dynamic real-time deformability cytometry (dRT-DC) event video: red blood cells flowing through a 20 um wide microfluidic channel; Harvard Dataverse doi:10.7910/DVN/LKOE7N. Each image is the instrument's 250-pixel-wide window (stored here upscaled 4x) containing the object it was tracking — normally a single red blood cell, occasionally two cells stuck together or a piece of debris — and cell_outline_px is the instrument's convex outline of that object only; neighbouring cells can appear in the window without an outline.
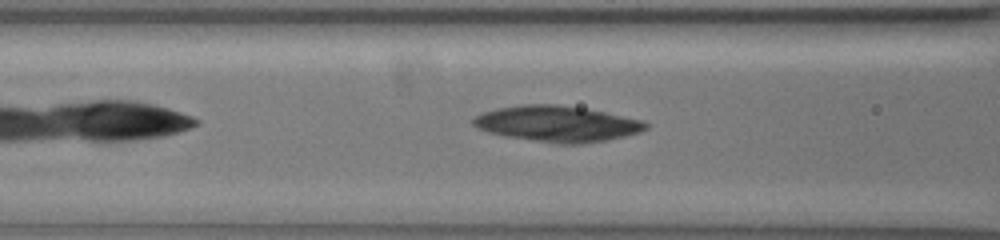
{"species": "common noctule bat (a hibernating species)", "species_latin": "Nyctalus noctula", "temperature_condition": "warm", "stored_images_in_passage": 44, "camera_frame_rate_fps": 3000, "um_per_image_px": 0.085, "animal": {"sex": "female", "body_mass_g": 19.5, "forearm_length_mm": 54.1}, "frame": {"image": 1, "passage_image": 9, "time_ms": 2.667, "image_size_px": [1000, 240], "cell_outline_px": [[648, 128], [640, 132], [608, 140], [584, 144], [556, 144], [504, 136], [488, 132], [472, 124], [472, 120], [476, 116], [484, 112], [496, 108], [524, 104], [556, 104], [584, 108], [604, 112], [640, 120], [648, 124]], "centroid_in_image_um": [47.35, 10.53], "position_along_channel_um": 119.3, "area_um2": 36.01}}
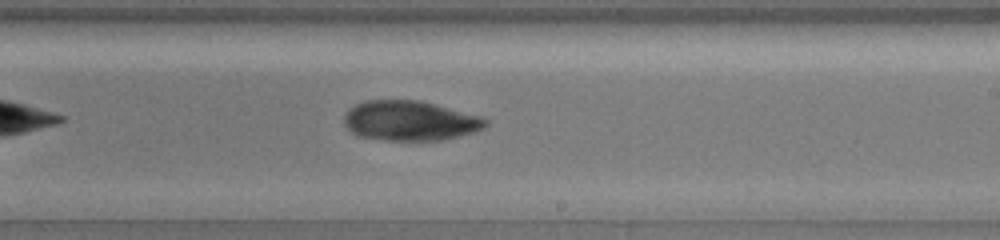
{"frame": {"image": 2, "passage_image": 21, "time_ms": 6.667, "image_size_px": [1000, 240], "cell_outline_px": [[488, 124], [484, 128], [476, 132], [444, 140], [384, 140], [360, 136], [352, 132], [344, 124], [344, 116], [348, 108], [364, 100], [420, 100], [480, 116], [488, 120]], "centroid_in_image_um": [34.85, 10.26], "position_along_channel_um": 254.1, "area_um2": 33.0}}
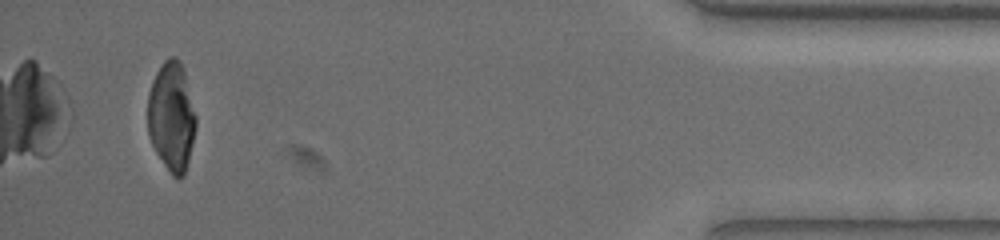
{"frame": {"image": 3, "passage_image": 41, "time_ms": 13.333, "image_size_px": [1000, 240], "cell_outline_px": [[196, 124], [192, 144], [184, 176], [180, 180], [176, 180], [172, 176], [156, 152], [152, 144], [148, 132], [148, 92], [152, 80], [156, 72], [164, 60], [168, 56], [176, 56], [180, 60], [184, 72], [196, 116]], "centroid_in_image_um": [14.57, 9.91], "position_along_channel_um": 420.6, "area_um2": 30.69}}